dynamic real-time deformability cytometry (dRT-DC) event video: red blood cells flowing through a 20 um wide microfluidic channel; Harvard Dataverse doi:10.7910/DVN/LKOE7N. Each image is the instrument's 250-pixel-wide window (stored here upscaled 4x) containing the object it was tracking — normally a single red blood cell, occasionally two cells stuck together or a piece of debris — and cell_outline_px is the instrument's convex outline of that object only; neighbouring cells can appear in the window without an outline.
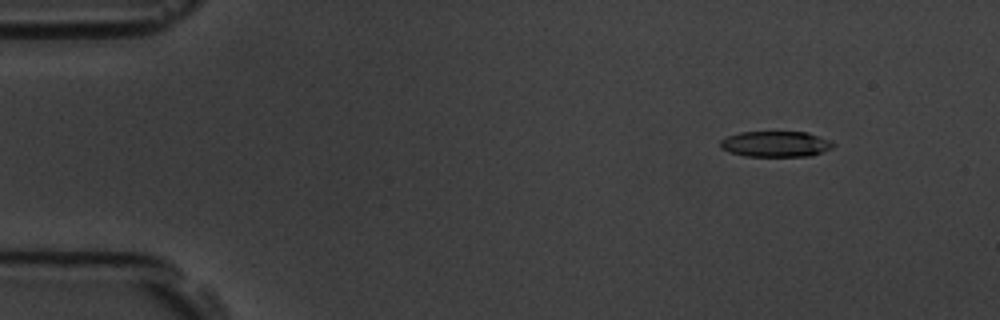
{"species": "common noctule bat (a hibernating species)", "species_latin": "Nyctalus noctula", "temperature_condition": "room temperature", "stored_images_in_passage": 5, "camera_frame_rate_fps": 3000, "um_per_image_px": 0.085, "animal": {"sex": "male", "body_mass_g": 19.5, "forearm_length_mm": 54.6}, "frame": {"image": 1, "passage_image": 2, "time_ms": 1.333, "image_size_px": [1000, 320], "cell_outline_px": [[836, 144], [832, 148], [812, 156], [744, 156], [728, 152], [720, 148], [720, 140], [728, 136], [740, 132], [808, 132], [828, 140]], "centroid_in_image_um": [65.91, 12.25], "position_along_channel_um": 19.1, "area_um2": 16.99}}
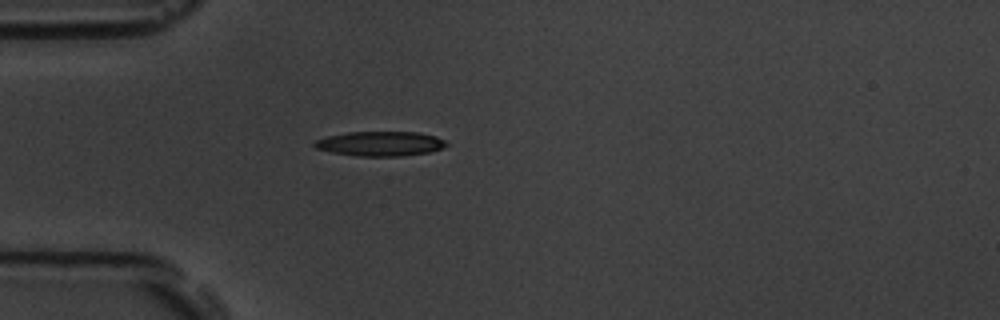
{"frame": {"image": 2, "passage_image": 5, "time_ms": 4.667, "image_size_px": [1000, 320], "cell_outline_px": [[448, 144], [440, 148], [428, 152], [404, 156], [360, 156], [332, 152], [316, 148], [312, 144], [316, 140], [328, 136], [348, 132], [416, 132], [436, 136], [444, 140]], "centroid_in_image_um": [32.31, 12.21], "position_along_channel_um": 52.7, "area_um2": 18.73}}